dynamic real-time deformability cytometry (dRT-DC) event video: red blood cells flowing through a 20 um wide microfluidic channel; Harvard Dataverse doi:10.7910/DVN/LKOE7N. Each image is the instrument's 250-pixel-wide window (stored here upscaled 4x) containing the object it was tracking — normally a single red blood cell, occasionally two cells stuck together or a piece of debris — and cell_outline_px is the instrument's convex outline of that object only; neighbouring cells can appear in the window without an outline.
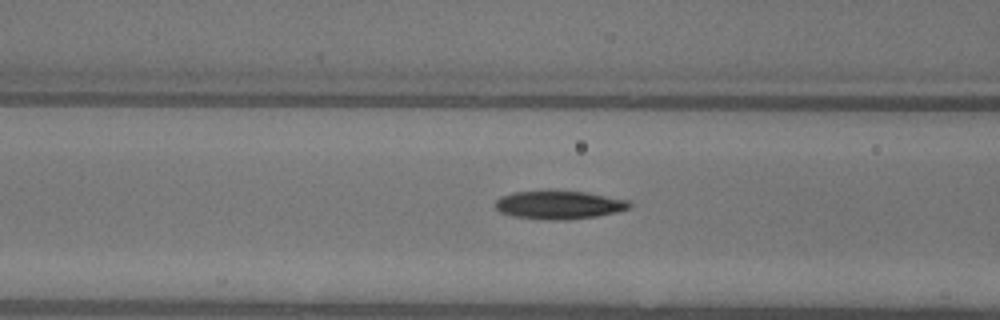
{"species": "common noctule bat (a hibernating species)", "species_latin": "Nyctalus noctula", "temperature_condition": "warm", "stored_images_in_passage": 17, "camera_frame_rate_fps": 3000, "um_per_image_px": 0.085, "animal": {"sex": "female"}, "frame": {"image": 1, "passage_image": 15, "time_ms": 4.667, "image_size_px": [1000, 320], "cell_outline_px": [[632, 204], [628, 208], [616, 212], [596, 216], [564, 220], [552, 220], [512, 216], [500, 212], [496, 208], [496, 200], [500, 196], [512, 192], [548, 188], [588, 192], [628, 200]], "centroid_in_image_um": [47.48, 17.37], "position_along_channel_um": 119.1, "area_um2": 22.83}}